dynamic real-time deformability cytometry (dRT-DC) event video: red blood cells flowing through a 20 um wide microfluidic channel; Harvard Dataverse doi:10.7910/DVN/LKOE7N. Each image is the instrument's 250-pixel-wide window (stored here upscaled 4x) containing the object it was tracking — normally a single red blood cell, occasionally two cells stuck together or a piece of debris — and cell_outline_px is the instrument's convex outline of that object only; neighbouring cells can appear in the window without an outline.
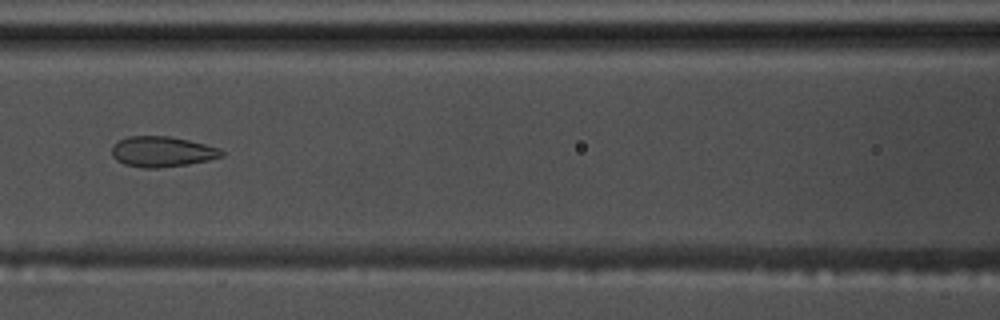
{"species": "common noctule bat (a hibernating species)", "species_latin": "Nyctalus noctula", "temperature_condition": "warm", "stored_images_in_passage": 53, "camera_frame_rate_fps": 3000, "um_per_image_px": 0.085, "animal": {"sex": "male", "body_mass_g": 17.5, "forearm_length_mm": 52.3}, "frame": {"image": 1, "passage_image": 25, "time_ms": 8.0, "image_size_px": [1000, 320], "cell_outline_px": [[224, 156], [208, 160], [188, 164], [156, 168], [144, 168], [124, 164], [116, 160], [112, 156], [112, 144], [128, 136], [168, 136], [188, 140], [220, 148], [224, 152]], "centroid_in_image_um": [13.77, 12.89], "position_along_channel_um": 152.8, "area_um2": 19.48}}
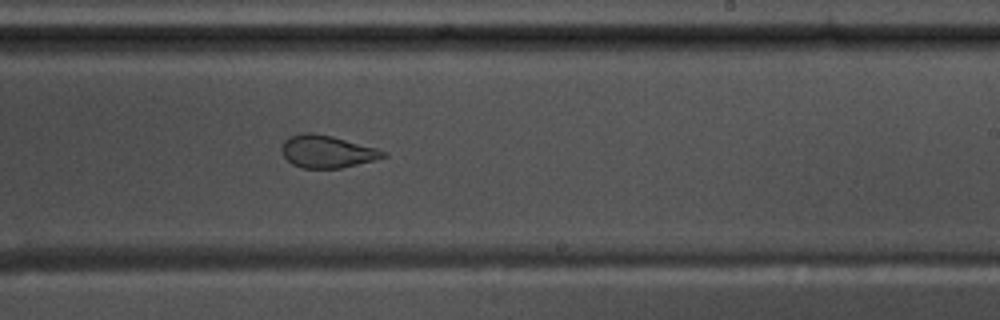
{"frame": {"image": 2, "passage_image": 34, "time_ms": 11.0, "image_size_px": [1000, 320], "cell_outline_px": [[388, 156], [340, 168], [300, 168], [292, 164], [284, 156], [280, 148], [284, 140], [288, 136], [304, 132], [312, 132], [332, 136], [376, 148], [388, 152]], "centroid_in_image_um": [27.76, 12.87], "position_along_channel_um": 261.2, "area_um2": 19.19}}
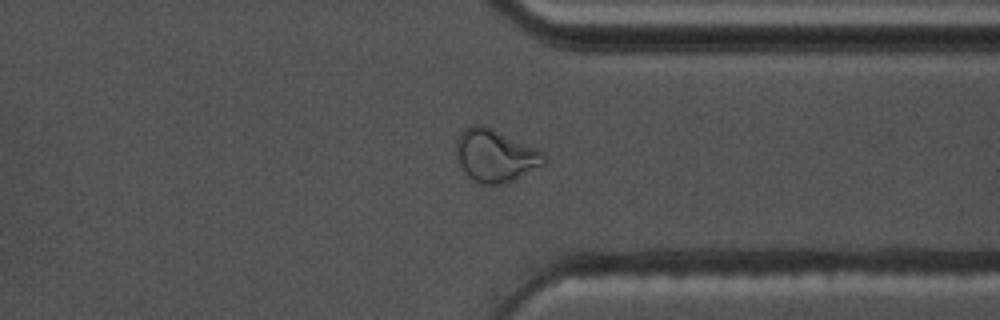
{"frame": {"image": 3, "passage_image": 43, "time_ms": 14.0, "image_size_px": [1000, 320], "cell_outline_px": [[548, 160], [544, 164], [512, 180], [496, 184], [480, 184], [468, 176], [464, 172], [456, 156], [456, 140], [464, 128], [472, 124], [484, 124], [544, 152]], "centroid_in_image_um": [42.08, 13.2], "position_along_channel_um": 369.3, "area_um2": 26.76}, "authors_computed_cell_mechanics": {"area_um2": 23.6402, "velocity_mm_per_s": 3.6349, "shape_relaxation_time_tau1_ms": null, "shape_relaxation_time_tau2_ms": 1.0947, "deformation_change_tau1": null, "deformation_change_tau2": 0.0629}}